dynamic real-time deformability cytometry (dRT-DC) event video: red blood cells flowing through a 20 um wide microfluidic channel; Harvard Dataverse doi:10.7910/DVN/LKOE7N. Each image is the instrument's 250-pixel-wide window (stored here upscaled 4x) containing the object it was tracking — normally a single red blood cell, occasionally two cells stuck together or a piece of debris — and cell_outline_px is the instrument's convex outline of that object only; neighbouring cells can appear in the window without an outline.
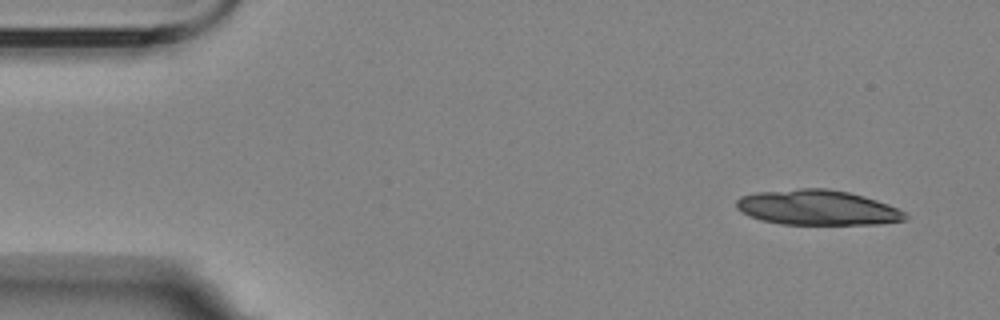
{"species": "Egyptian fruit bat (a non-hibernating species)", "species_latin": "Rousettus aegyptiacus", "temperature_condition": "room temperature", "stored_images_in_passage": 4, "camera_frame_rate_fps": 3000, "um_per_image_px": 0.085, "animal": {"sex": "female"}, "frame": {"image": 1, "passage_image": 1, "time_ms": 0.0, "image_size_px": [1000, 320], "cell_outline_px": [[908, 220], [880, 224], [780, 224], [760, 220], [748, 216], [740, 212], [736, 208], [736, 200], [740, 196], [756, 192], [800, 188], [828, 188], [848, 192], [864, 196], [888, 204], [904, 212], [908, 216]], "centroid_in_image_um": [69.45, 17.64], "position_along_channel_um": 15.5, "area_um2": 34.8}}